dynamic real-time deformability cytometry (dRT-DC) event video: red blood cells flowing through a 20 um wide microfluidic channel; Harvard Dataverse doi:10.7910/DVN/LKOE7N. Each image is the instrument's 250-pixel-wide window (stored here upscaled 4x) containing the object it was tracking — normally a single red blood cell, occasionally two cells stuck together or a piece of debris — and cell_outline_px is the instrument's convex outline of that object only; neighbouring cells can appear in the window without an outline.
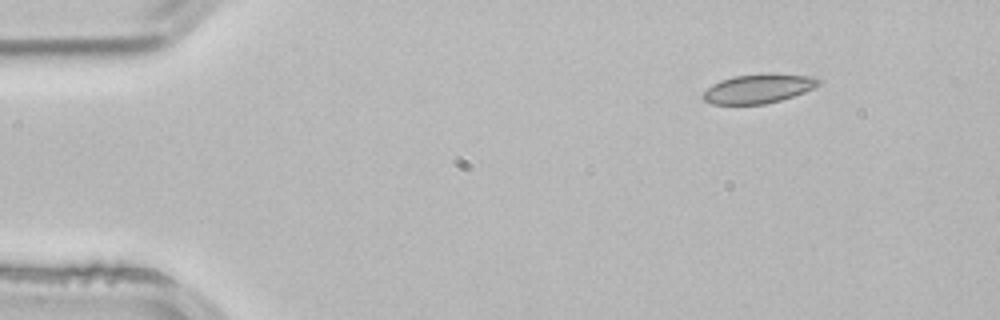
{"species": "common noctule bat (a hibernating species)", "species_latin": "Nyctalus noctula", "temperature_condition": "room temperature", "stored_images_in_passage": 4, "camera_frame_rate_fps": 3000, "um_per_image_px": 0.085, "animal": {"sex": "male", "body_mass_g": 21.5, "forearm_length_mm": 52.0}, "frame": {"image": 1, "passage_image": 2, "time_ms": 0.333, "image_size_px": [1000, 320], "cell_outline_px": [[820, 84], [804, 92], [780, 100], [764, 104], [712, 104], [704, 100], [700, 96], [712, 84], [720, 80], [732, 76], [768, 72], [776, 72], [816, 76], [820, 80]], "centroid_in_image_um": [64.48, 7.5], "position_along_channel_um": 20.5, "area_um2": 20.06}}
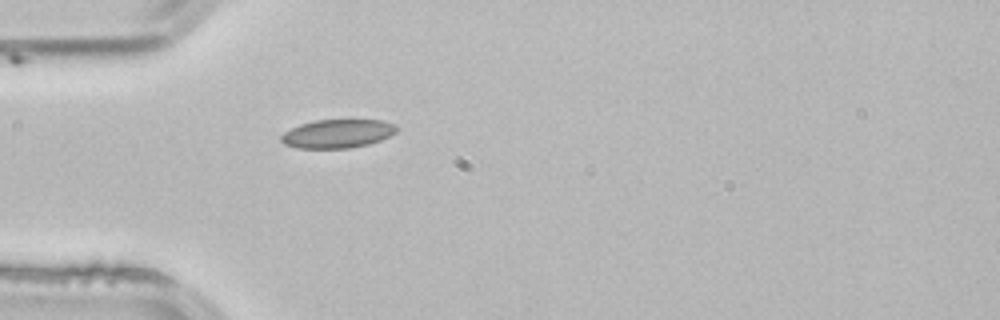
{"frame": {"image": 2, "passage_image": 4, "time_ms": 1.0, "image_size_px": [1000, 320], "cell_outline_px": [[400, 128], [396, 132], [380, 140], [368, 144], [348, 148], [296, 148], [284, 144], [280, 140], [280, 136], [284, 132], [300, 124], [316, 120], [384, 120], [396, 124]], "centroid_in_image_um": [28.7, 11.35], "position_along_channel_um": 56.3, "area_um2": 19.31}}